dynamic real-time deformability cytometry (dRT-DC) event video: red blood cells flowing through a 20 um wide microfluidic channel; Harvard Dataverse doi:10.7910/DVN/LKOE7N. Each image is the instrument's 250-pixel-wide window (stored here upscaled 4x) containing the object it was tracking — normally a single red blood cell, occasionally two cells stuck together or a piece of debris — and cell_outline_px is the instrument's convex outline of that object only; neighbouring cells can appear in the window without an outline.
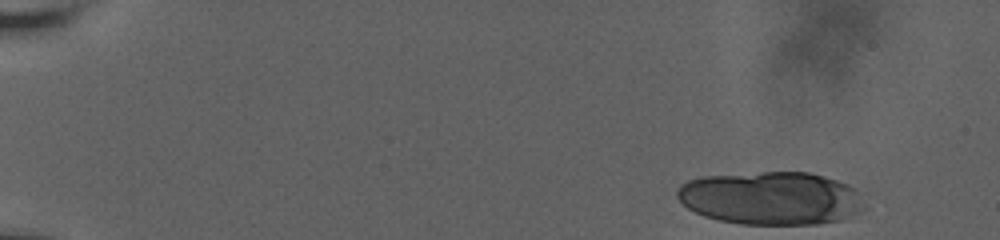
{"species": "human", "species_latin": "Homo sapiens", "temperature_condition": "room temperature", "stored_images_in_passage": 9, "camera_frame_rate_fps": 3000, "um_per_image_px": 0.085, "donor": {"sex": "male"}, "frame": {"image": 1, "passage_image": 1, "time_ms": 0.0, "image_size_px": [1000, 240], "cell_outline_px": [[864, 208], [860, 212], [840, 220], [816, 224], [744, 224], [720, 220], [704, 216], [688, 208], [676, 196], [676, 192], [680, 184], [688, 180], [704, 176], [764, 172], [808, 172], [824, 176], [848, 184], [856, 188]], "centroid_in_image_um": [65.53, 16.84], "position_along_channel_um": 19.5, "area_um2": 57.86}}